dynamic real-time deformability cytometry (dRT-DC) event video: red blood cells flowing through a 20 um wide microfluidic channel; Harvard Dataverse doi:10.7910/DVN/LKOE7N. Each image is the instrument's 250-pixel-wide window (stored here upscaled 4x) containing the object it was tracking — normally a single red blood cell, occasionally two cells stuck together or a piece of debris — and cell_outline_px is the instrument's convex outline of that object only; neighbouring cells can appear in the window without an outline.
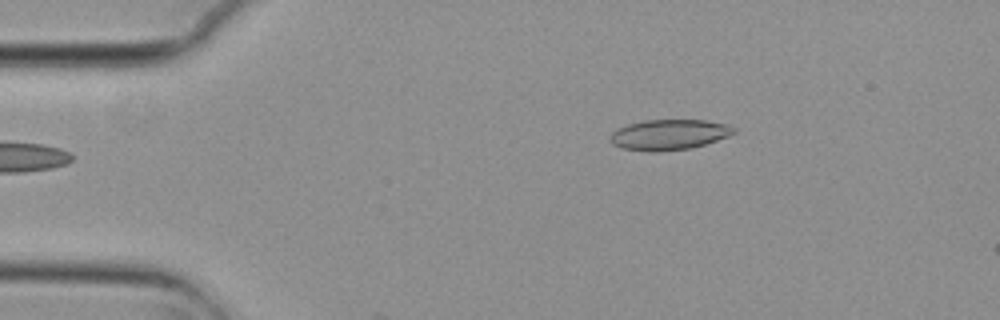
{"species": "common noctule bat (a hibernating species)", "species_latin": "Nyctalus noctula", "temperature_condition": "cold", "stored_images_in_passage": 5, "camera_frame_rate_fps": 3000, "um_per_image_px": 0.085, "animal": {"sex": "female", "body_mass_g": 29.2, "forearm_length_mm": 56.3}, "frame": {"image": 1, "passage_image": 5, "time_ms": 1.333, "image_size_px": [1000, 320], "cell_outline_px": [[736, 132], [728, 136], [692, 148], [656, 152], [648, 152], [620, 148], [612, 144], [608, 140], [608, 136], [616, 128], [628, 124], [644, 120], [704, 120], [728, 124], [736, 128]], "centroid_in_image_um": [56.81, 11.45], "position_along_channel_um": 28.2, "area_um2": 22.25}}